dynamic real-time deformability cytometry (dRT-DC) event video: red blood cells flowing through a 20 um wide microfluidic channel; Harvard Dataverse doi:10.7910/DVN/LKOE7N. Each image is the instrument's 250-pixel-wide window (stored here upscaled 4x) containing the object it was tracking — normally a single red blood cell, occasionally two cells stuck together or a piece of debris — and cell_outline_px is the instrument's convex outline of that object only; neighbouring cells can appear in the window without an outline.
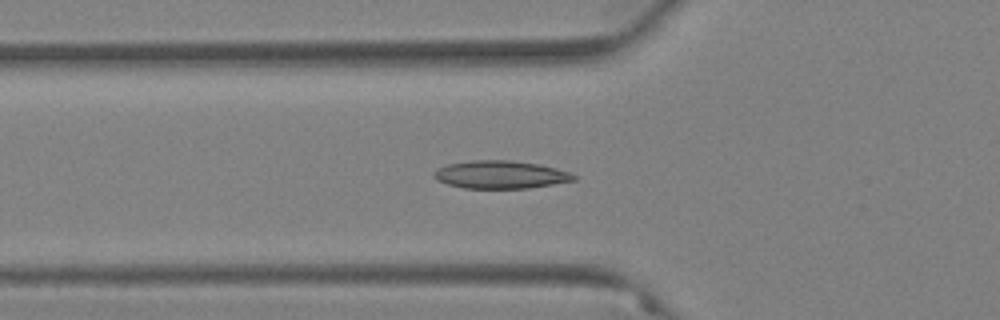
{"species": "Egyptian fruit bat (a non-hibernating species)", "species_latin": "Rousettus aegyptiacus", "temperature_condition": "warm", "stored_images_in_passage": 49, "camera_frame_rate_fps": 3000, "um_per_image_px": 0.085, "animal": {"sex": "female"}, "frame": {"image": 1, "passage_image": 21, "time_ms": 6.667, "image_size_px": [1000, 320], "cell_outline_px": [[576, 180], [528, 188], [464, 188], [448, 184], [436, 180], [432, 176], [432, 172], [436, 168], [448, 164], [472, 160], [508, 160], [540, 164], [556, 168], [568, 172], [576, 176]], "centroid_in_image_um": [42.49, 14.84], "position_along_channel_um": 83.3, "area_um2": 22.72}}
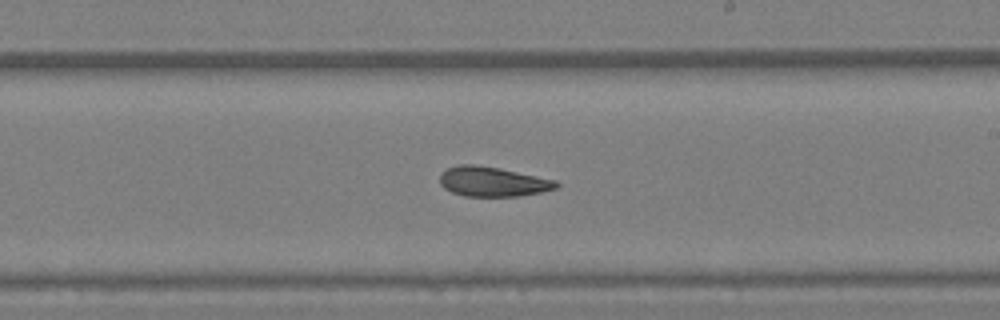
{"frame": {"image": 2, "passage_image": 35, "time_ms": 11.333, "image_size_px": [1000, 320], "cell_outline_px": [[560, 184], [556, 188], [540, 192], [520, 196], [464, 196], [452, 192], [444, 188], [440, 184], [440, 176], [448, 168], [460, 164], [476, 164], [500, 168], [556, 180]], "centroid_in_image_um": [41.88, 15.44], "position_along_channel_um": 247.1, "area_um2": 20.11}}
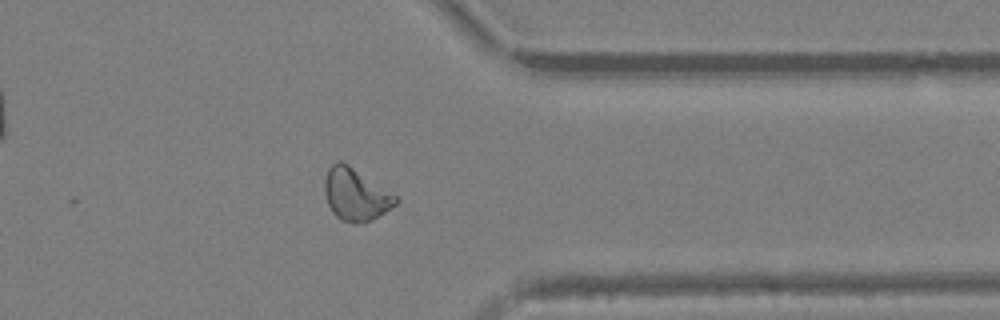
{"frame": {"image": 3, "passage_image": 47, "time_ms": 15.333, "image_size_px": [1000, 320], "cell_outline_px": [[400, 200], [396, 204], [384, 212], [364, 224], [352, 224], [340, 220], [332, 212], [328, 204], [324, 192], [324, 180], [328, 168], [336, 160], [340, 160], [348, 164], [396, 196]], "centroid_in_image_um": [30.19, 16.55], "position_along_channel_um": 381.2, "area_um2": 21.62}, "authors_computed_cell_mechanics": {"area_um2": 20.6924, "velocity_mm_per_s": 3.507, "shape_relaxation_time_tau1_ms": null, "shape_relaxation_time_tau2_ms": 5.0251, "deformation_change_tau1": null, "deformation_change_tau2": 0.1105}}